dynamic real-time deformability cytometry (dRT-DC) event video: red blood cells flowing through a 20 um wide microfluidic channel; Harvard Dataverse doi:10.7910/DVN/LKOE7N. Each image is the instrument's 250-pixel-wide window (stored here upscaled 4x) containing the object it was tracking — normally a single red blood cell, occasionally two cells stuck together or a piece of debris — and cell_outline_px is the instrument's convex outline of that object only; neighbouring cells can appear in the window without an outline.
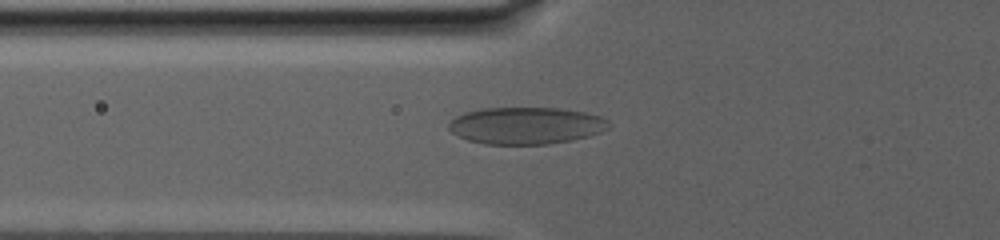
{"species": "human", "species_latin": "Homo sapiens", "temperature_condition": "warm", "stored_images_in_passage": 28, "camera_frame_rate_fps": 3000, "um_per_image_px": 0.085, "donor": {"sex": "male"}, "frame": {"image": 1, "passage_image": 24, "time_ms": 7.333, "image_size_px": [1000, 240], "cell_outline_px": [[608, 128], [600, 132], [588, 136], [548, 144], [484, 144], [468, 140], [452, 132], [448, 128], [448, 124], [456, 116], [464, 112], [484, 108], [560, 108], [584, 112], [600, 116], [608, 120]], "centroid_in_image_um": [44.69, 10.67], "position_along_channel_um": 81.1, "area_um2": 34.28}}